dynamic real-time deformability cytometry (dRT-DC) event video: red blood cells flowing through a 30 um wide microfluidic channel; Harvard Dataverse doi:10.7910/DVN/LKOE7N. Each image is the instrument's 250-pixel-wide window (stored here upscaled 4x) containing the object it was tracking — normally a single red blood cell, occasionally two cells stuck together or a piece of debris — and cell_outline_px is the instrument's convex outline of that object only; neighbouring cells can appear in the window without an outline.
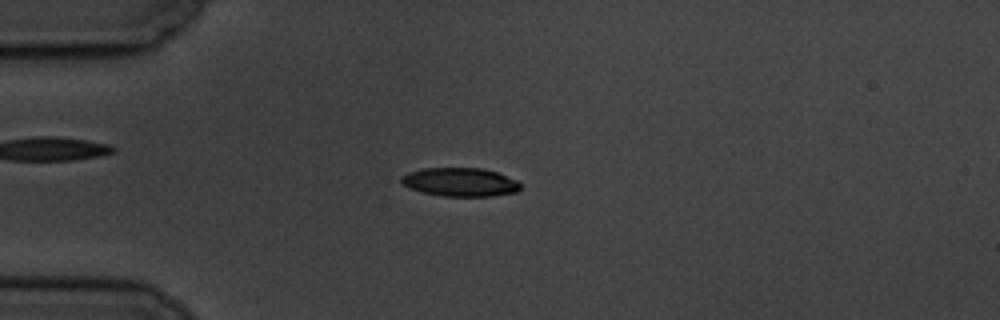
{"species": "common noctule bat (a hibernating species)", "species_latin": "Nyctalus noctula", "temperature_condition": "cold", "stored_images_in_passage": 48, "camera_frame_rate_fps": 3000, "um_per_image_px": 0.085, "animal": {"sex": "male", "body_mass_g": 19.5, "forearm_length_mm": 54.6}, "frame": {"image": 1, "passage_image": 5, "time_ms": 1.333, "image_size_px": [1000, 320], "cell_outline_px": [[520, 188], [516, 192], [492, 196], [444, 196], [424, 192], [412, 188], [404, 184], [400, 180], [400, 176], [408, 172], [424, 168], [480, 168], [496, 172], [516, 180], [520, 184]], "centroid_in_image_um": [39.11, 15.47], "position_along_channel_um": 45.9, "area_um2": 19.59}}
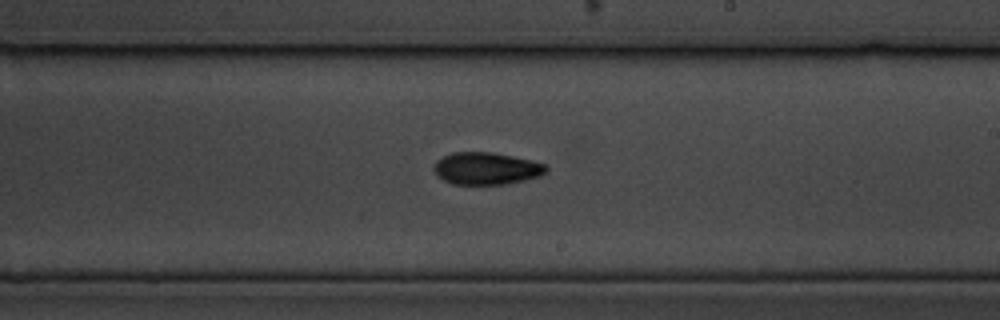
{"frame": {"image": 2, "passage_image": 24, "time_ms": 7.667, "image_size_px": [1000, 320], "cell_outline_px": [[548, 172], [540, 176], [524, 180], [504, 184], [452, 184], [444, 180], [432, 168], [436, 160], [452, 152], [492, 152], [532, 160], [548, 164]], "centroid_in_image_um": [41.38, 14.31], "position_along_channel_um": 247.6, "area_um2": 21.15}}
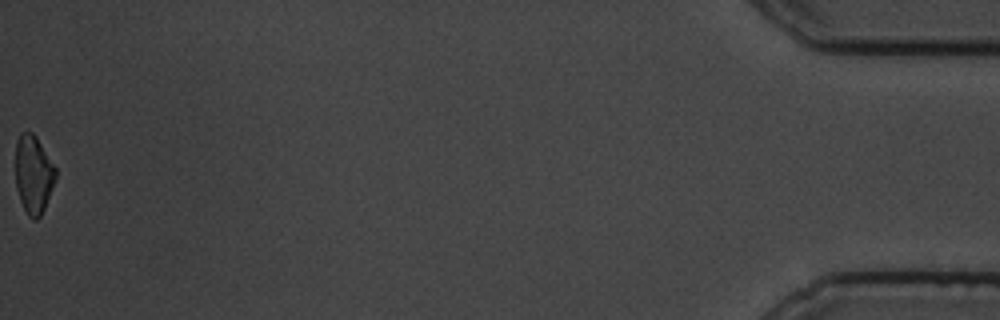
{"frame": {"image": 3, "passage_image": 48, "time_ms": 15.667, "image_size_px": [1000, 320], "cell_outline_px": [[56, 176], [52, 188], [44, 208], [40, 216], [36, 220], [32, 220], [28, 216], [20, 200], [16, 188], [16, 140], [20, 132], [32, 132], [36, 136], [56, 168]], "centroid_in_image_um": [2.83, 14.81], "position_along_channel_um": 432.4, "area_um2": 18.21}, "authors_computed_cell_mechanics": {"area_um2": 20.2589, "velocity_mm_per_s": 3.5015, "shape_relaxation_time_tau1_ms": 3.4163, "shape_relaxation_time_tau2_ms": 6.5243, "deformation_change_tau1": 0.1504, "deformation_change_tau2": 0.1195}}